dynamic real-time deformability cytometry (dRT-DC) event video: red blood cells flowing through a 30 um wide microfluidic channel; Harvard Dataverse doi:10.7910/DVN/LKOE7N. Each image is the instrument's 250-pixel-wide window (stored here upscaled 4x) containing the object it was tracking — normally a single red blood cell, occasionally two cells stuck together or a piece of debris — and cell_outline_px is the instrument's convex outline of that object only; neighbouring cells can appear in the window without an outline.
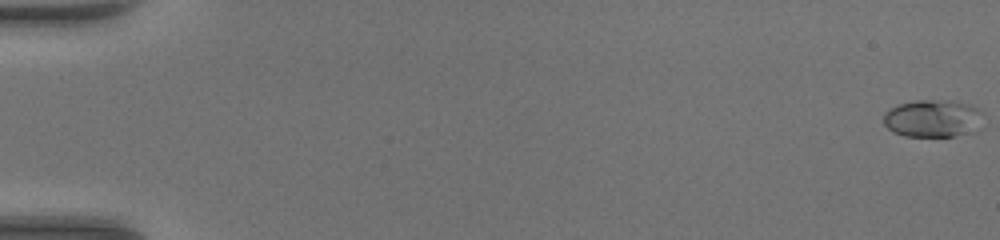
{"species": "common noctule bat (a hibernating species)", "species_latin": "Nyctalus noctula", "temperature_condition": "warm", "stored_images_in_passage": 48, "camera_frame_rate_fps": 3000, "um_per_image_px": 0.085, "animal": {"sex": "female", "body_mass_g": 17.0, "forearm_length_mm": 48.0}, "frame": {"image": 1, "passage_image": 1, "time_ms": 0.0, "image_size_px": [1000, 240], "cell_outline_px": [[984, 116], [964, 132], [956, 136], [904, 136], [892, 132], [884, 124], [884, 112], [888, 108], [900, 104], [916, 100], [956, 100], [968, 104], [984, 112]], "centroid_in_image_um": [79.18, 10.03], "position_along_channel_um": 5.8, "area_um2": 21.39}}
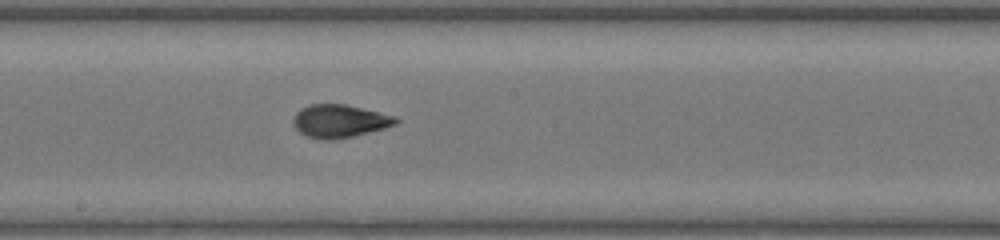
{"frame": {"image": 2, "passage_image": 28, "time_ms": 9.0, "image_size_px": [1000, 240], "cell_outline_px": [[400, 120], [396, 124], [384, 128], [336, 140], [324, 140], [308, 136], [300, 132], [292, 124], [292, 120], [296, 112], [300, 108], [308, 104], [344, 104], [380, 112], [396, 116]], "centroid_in_image_um": [28.85, 10.28], "position_along_channel_um": 219.4, "area_um2": 19.77}}
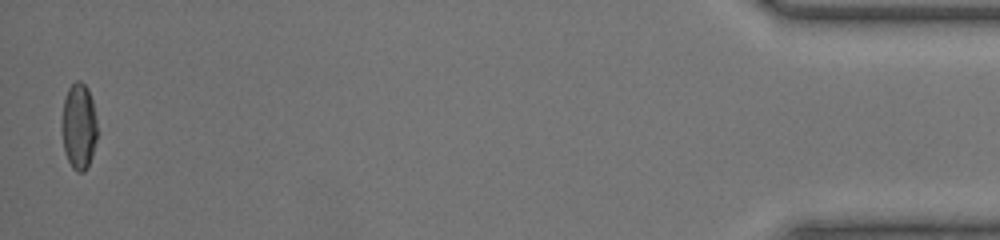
{"frame": {"image": 3, "passage_image": 48, "time_ms": 15.667, "image_size_px": [1000, 240], "cell_outline_px": [[96, 140], [92, 156], [84, 172], [76, 172], [72, 168], [64, 152], [64, 100], [68, 88], [76, 80], [80, 80], [88, 88], [92, 100], [96, 120]], "centroid_in_image_um": [6.73, 10.74], "position_along_channel_um": 428.5, "area_um2": 17.22}}